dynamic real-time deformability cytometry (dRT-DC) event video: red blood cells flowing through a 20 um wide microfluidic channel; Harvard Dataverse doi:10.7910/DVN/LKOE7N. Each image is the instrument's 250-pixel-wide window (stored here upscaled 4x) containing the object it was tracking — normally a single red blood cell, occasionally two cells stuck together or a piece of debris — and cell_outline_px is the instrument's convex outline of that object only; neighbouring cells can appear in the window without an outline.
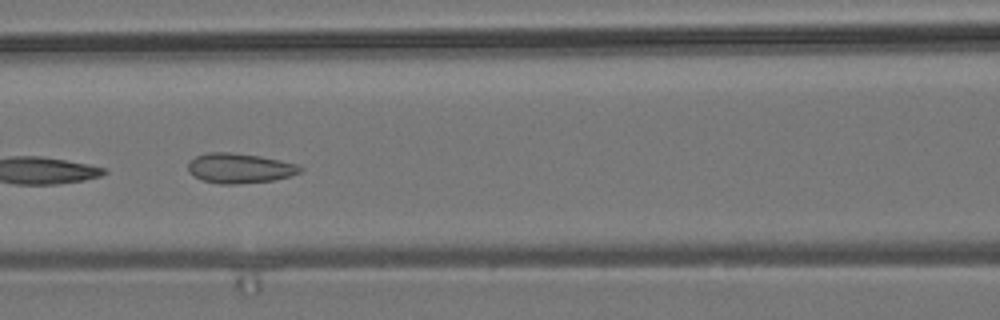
{"species": "common noctule bat (a hibernating species)", "species_latin": "Nyctalus noctula", "temperature_condition": "room temperature", "stored_images_in_passage": 8, "camera_frame_rate_fps": 3000, "um_per_image_px": 0.085, "animal": {"sex": "male", "body_mass_g": 19.2, "forearm_length_mm": 51.8}, "frame": {"image": 1, "passage_image": 6, "time_ms": 5.667, "image_size_px": [1000, 320], "cell_outline_px": [[304, 168], [300, 172], [288, 176], [272, 180], [236, 184], [220, 184], [204, 180], [188, 172], [188, 164], [196, 156], [208, 152], [232, 152], [260, 156], [300, 164]], "centroid_in_image_um": [20.39, 14.28], "position_along_channel_um": 146.2, "area_um2": 19.42}}
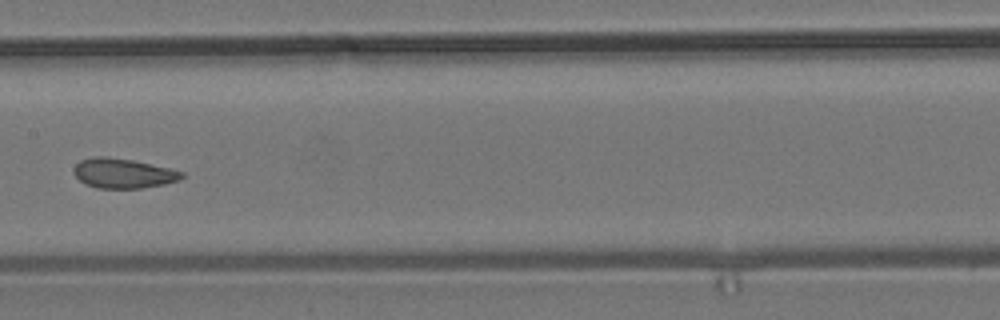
{"frame": {"image": 2, "passage_image": 7, "time_ms": 7.0, "image_size_px": [1000, 320], "cell_outline_px": [[184, 176], [180, 180], [164, 184], [140, 188], [96, 188], [80, 180], [76, 176], [72, 168], [80, 160], [92, 156], [104, 156], [132, 160], [168, 168], [184, 172]], "centroid_in_image_um": [10.45, 14.72], "position_along_channel_um": 196.9, "area_um2": 18.61}}
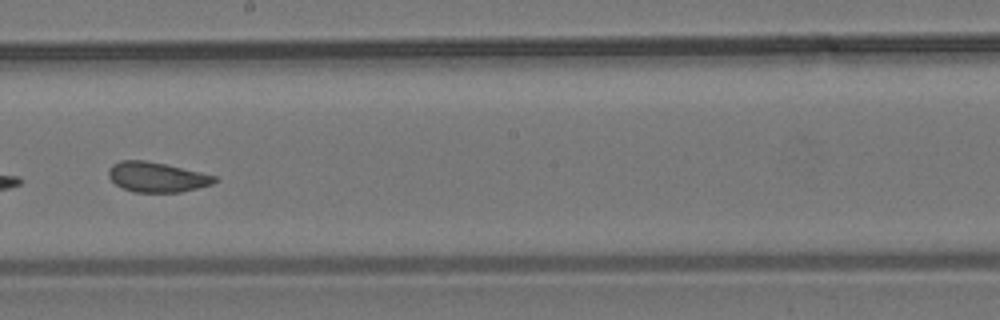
{"frame": {"image": 3, "passage_image": 8, "time_ms": 8.0, "image_size_px": [1000, 320], "cell_outline_px": [[216, 180], [212, 184], [180, 192], [132, 192], [116, 184], [108, 176], [108, 168], [112, 164], [120, 160], [144, 160], [164, 164], [200, 172], [216, 176]], "centroid_in_image_um": [13.28, 15.05], "position_along_channel_um": 234.9, "area_um2": 18.32}}